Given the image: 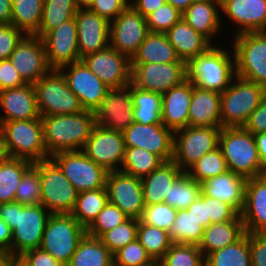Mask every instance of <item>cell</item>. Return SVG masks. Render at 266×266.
<instances>
[{"label": "cell", "mask_w": 266, "mask_h": 266, "mask_svg": "<svg viewBox=\"0 0 266 266\" xmlns=\"http://www.w3.org/2000/svg\"><path fill=\"white\" fill-rule=\"evenodd\" d=\"M51 213L41 204L22 205L16 201L0 204V217L12 230V254L38 249Z\"/></svg>", "instance_id": "6da1fadb"}, {"label": "cell", "mask_w": 266, "mask_h": 266, "mask_svg": "<svg viewBox=\"0 0 266 266\" xmlns=\"http://www.w3.org/2000/svg\"><path fill=\"white\" fill-rule=\"evenodd\" d=\"M44 145L51 157L65 151L82 150L95 124L91 110L67 115L41 116Z\"/></svg>", "instance_id": "7a4b0ae2"}, {"label": "cell", "mask_w": 266, "mask_h": 266, "mask_svg": "<svg viewBox=\"0 0 266 266\" xmlns=\"http://www.w3.org/2000/svg\"><path fill=\"white\" fill-rule=\"evenodd\" d=\"M231 54L210 46L186 64L187 79L200 89L222 93L236 77L235 55Z\"/></svg>", "instance_id": "3957f363"}, {"label": "cell", "mask_w": 266, "mask_h": 266, "mask_svg": "<svg viewBox=\"0 0 266 266\" xmlns=\"http://www.w3.org/2000/svg\"><path fill=\"white\" fill-rule=\"evenodd\" d=\"M219 147L229 171L247 179L263 175L254 135L244 127H222Z\"/></svg>", "instance_id": "277c9868"}, {"label": "cell", "mask_w": 266, "mask_h": 266, "mask_svg": "<svg viewBox=\"0 0 266 266\" xmlns=\"http://www.w3.org/2000/svg\"><path fill=\"white\" fill-rule=\"evenodd\" d=\"M233 83L221 93V127H243L266 95V88L255 82L236 76Z\"/></svg>", "instance_id": "5b68a950"}, {"label": "cell", "mask_w": 266, "mask_h": 266, "mask_svg": "<svg viewBox=\"0 0 266 266\" xmlns=\"http://www.w3.org/2000/svg\"><path fill=\"white\" fill-rule=\"evenodd\" d=\"M41 184L40 204L51 214H71L76 205L78 191L51 160L34 162Z\"/></svg>", "instance_id": "8992f818"}, {"label": "cell", "mask_w": 266, "mask_h": 266, "mask_svg": "<svg viewBox=\"0 0 266 266\" xmlns=\"http://www.w3.org/2000/svg\"><path fill=\"white\" fill-rule=\"evenodd\" d=\"M8 152L11 158H22L31 162L50 159L43 135V122L39 118L2 122Z\"/></svg>", "instance_id": "52a82bcc"}, {"label": "cell", "mask_w": 266, "mask_h": 266, "mask_svg": "<svg viewBox=\"0 0 266 266\" xmlns=\"http://www.w3.org/2000/svg\"><path fill=\"white\" fill-rule=\"evenodd\" d=\"M86 229L71 214H51L40 249L67 266Z\"/></svg>", "instance_id": "ba28073f"}, {"label": "cell", "mask_w": 266, "mask_h": 266, "mask_svg": "<svg viewBox=\"0 0 266 266\" xmlns=\"http://www.w3.org/2000/svg\"><path fill=\"white\" fill-rule=\"evenodd\" d=\"M221 130L222 127L188 126L175 131L172 161L186 172L206 153L219 147Z\"/></svg>", "instance_id": "9c48e42d"}, {"label": "cell", "mask_w": 266, "mask_h": 266, "mask_svg": "<svg viewBox=\"0 0 266 266\" xmlns=\"http://www.w3.org/2000/svg\"><path fill=\"white\" fill-rule=\"evenodd\" d=\"M33 85L40 116L67 115L84 110L58 69H52Z\"/></svg>", "instance_id": "30bf717a"}, {"label": "cell", "mask_w": 266, "mask_h": 266, "mask_svg": "<svg viewBox=\"0 0 266 266\" xmlns=\"http://www.w3.org/2000/svg\"><path fill=\"white\" fill-rule=\"evenodd\" d=\"M236 76L266 88V32H248L233 39Z\"/></svg>", "instance_id": "8fae6325"}, {"label": "cell", "mask_w": 266, "mask_h": 266, "mask_svg": "<svg viewBox=\"0 0 266 266\" xmlns=\"http://www.w3.org/2000/svg\"><path fill=\"white\" fill-rule=\"evenodd\" d=\"M50 159L78 192L105 187L108 171L88 158L82 150L59 152Z\"/></svg>", "instance_id": "7c38bea8"}, {"label": "cell", "mask_w": 266, "mask_h": 266, "mask_svg": "<svg viewBox=\"0 0 266 266\" xmlns=\"http://www.w3.org/2000/svg\"><path fill=\"white\" fill-rule=\"evenodd\" d=\"M186 79L185 62L131 64V82L142 90L164 94Z\"/></svg>", "instance_id": "4fadbf2b"}, {"label": "cell", "mask_w": 266, "mask_h": 266, "mask_svg": "<svg viewBox=\"0 0 266 266\" xmlns=\"http://www.w3.org/2000/svg\"><path fill=\"white\" fill-rule=\"evenodd\" d=\"M148 32L146 18L129 4L110 22V46L131 60Z\"/></svg>", "instance_id": "5bb4252c"}, {"label": "cell", "mask_w": 266, "mask_h": 266, "mask_svg": "<svg viewBox=\"0 0 266 266\" xmlns=\"http://www.w3.org/2000/svg\"><path fill=\"white\" fill-rule=\"evenodd\" d=\"M65 67L70 69L67 70ZM58 70L65 77L68 87L77 96L84 110L94 112L110 90L82 60L64 65Z\"/></svg>", "instance_id": "9a60e30c"}, {"label": "cell", "mask_w": 266, "mask_h": 266, "mask_svg": "<svg viewBox=\"0 0 266 266\" xmlns=\"http://www.w3.org/2000/svg\"><path fill=\"white\" fill-rule=\"evenodd\" d=\"M105 187L108 202L115 204L129 218H141L145 208L141 178L120 170L109 171Z\"/></svg>", "instance_id": "2e32d148"}, {"label": "cell", "mask_w": 266, "mask_h": 266, "mask_svg": "<svg viewBox=\"0 0 266 266\" xmlns=\"http://www.w3.org/2000/svg\"><path fill=\"white\" fill-rule=\"evenodd\" d=\"M81 60L110 89L124 88L131 83V60L111 46Z\"/></svg>", "instance_id": "e0dca14e"}, {"label": "cell", "mask_w": 266, "mask_h": 266, "mask_svg": "<svg viewBox=\"0 0 266 266\" xmlns=\"http://www.w3.org/2000/svg\"><path fill=\"white\" fill-rule=\"evenodd\" d=\"M9 60L21 78L30 84L38 82L52 70L48 65L44 42L35 35H25L16 45Z\"/></svg>", "instance_id": "ac0fdd59"}, {"label": "cell", "mask_w": 266, "mask_h": 266, "mask_svg": "<svg viewBox=\"0 0 266 266\" xmlns=\"http://www.w3.org/2000/svg\"><path fill=\"white\" fill-rule=\"evenodd\" d=\"M82 151L108 172L119 170L118 165L122 166L125 156L122 132L107 130L95 125Z\"/></svg>", "instance_id": "d6986e66"}, {"label": "cell", "mask_w": 266, "mask_h": 266, "mask_svg": "<svg viewBox=\"0 0 266 266\" xmlns=\"http://www.w3.org/2000/svg\"><path fill=\"white\" fill-rule=\"evenodd\" d=\"M125 147H138L157 155L163 162L173 157L174 132L163 124L133 122L122 132Z\"/></svg>", "instance_id": "ffe728a7"}, {"label": "cell", "mask_w": 266, "mask_h": 266, "mask_svg": "<svg viewBox=\"0 0 266 266\" xmlns=\"http://www.w3.org/2000/svg\"><path fill=\"white\" fill-rule=\"evenodd\" d=\"M133 97L130 84L110 89L94 111L95 124L112 131H125L133 122Z\"/></svg>", "instance_id": "44dd1931"}, {"label": "cell", "mask_w": 266, "mask_h": 266, "mask_svg": "<svg viewBox=\"0 0 266 266\" xmlns=\"http://www.w3.org/2000/svg\"><path fill=\"white\" fill-rule=\"evenodd\" d=\"M42 40L52 69L80 61L75 17L46 33Z\"/></svg>", "instance_id": "7402d4cb"}, {"label": "cell", "mask_w": 266, "mask_h": 266, "mask_svg": "<svg viewBox=\"0 0 266 266\" xmlns=\"http://www.w3.org/2000/svg\"><path fill=\"white\" fill-rule=\"evenodd\" d=\"M80 60L110 46V22L89 8L75 14Z\"/></svg>", "instance_id": "603a6c76"}, {"label": "cell", "mask_w": 266, "mask_h": 266, "mask_svg": "<svg viewBox=\"0 0 266 266\" xmlns=\"http://www.w3.org/2000/svg\"><path fill=\"white\" fill-rule=\"evenodd\" d=\"M220 9L241 28L235 35L266 31V0H220Z\"/></svg>", "instance_id": "cb8c5ba5"}, {"label": "cell", "mask_w": 266, "mask_h": 266, "mask_svg": "<svg viewBox=\"0 0 266 266\" xmlns=\"http://www.w3.org/2000/svg\"><path fill=\"white\" fill-rule=\"evenodd\" d=\"M240 215L246 233H266V174L247 179Z\"/></svg>", "instance_id": "d4e9b609"}, {"label": "cell", "mask_w": 266, "mask_h": 266, "mask_svg": "<svg viewBox=\"0 0 266 266\" xmlns=\"http://www.w3.org/2000/svg\"><path fill=\"white\" fill-rule=\"evenodd\" d=\"M0 108L5 112L0 117V124L8 121L39 118L34 85L26 83L21 87L1 91Z\"/></svg>", "instance_id": "484cf974"}, {"label": "cell", "mask_w": 266, "mask_h": 266, "mask_svg": "<svg viewBox=\"0 0 266 266\" xmlns=\"http://www.w3.org/2000/svg\"><path fill=\"white\" fill-rule=\"evenodd\" d=\"M192 82L186 79L180 85L162 94V124L173 132L189 126V107Z\"/></svg>", "instance_id": "4316f807"}, {"label": "cell", "mask_w": 266, "mask_h": 266, "mask_svg": "<svg viewBox=\"0 0 266 266\" xmlns=\"http://www.w3.org/2000/svg\"><path fill=\"white\" fill-rule=\"evenodd\" d=\"M246 182L247 178L227 171L202 182V192L209 197L231 205L241 214L245 205Z\"/></svg>", "instance_id": "83f0119b"}, {"label": "cell", "mask_w": 266, "mask_h": 266, "mask_svg": "<svg viewBox=\"0 0 266 266\" xmlns=\"http://www.w3.org/2000/svg\"><path fill=\"white\" fill-rule=\"evenodd\" d=\"M221 93L193 85L189 107V126L221 127Z\"/></svg>", "instance_id": "f1b7e54d"}, {"label": "cell", "mask_w": 266, "mask_h": 266, "mask_svg": "<svg viewBox=\"0 0 266 266\" xmlns=\"http://www.w3.org/2000/svg\"><path fill=\"white\" fill-rule=\"evenodd\" d=\"M183 171L171 160L162 163L149 175L141 178L144 205L165 202L172 184Z\"/></svg>", "instance_id": "f546056e"}, {"label": "cell", "mask_w": 266, "mask_h": 266, "mask_svg": "<svg viewBox=\"0 0 266 266\" xmlns=\"http://www.w3.org/2000/svg\"><path fill=\"white\" fill-rule=\"evenodd\" d=\"M165 34L180 60L186 64L213 45L204 36L197 33L183 18Z\"/></svg>", "instance_id": "4dcf8cb0"}, {"label": "cell", "mask_w": 266, "mask_h": 266, "mask_svg": "<svg viewBox=\"0 0 266 266\" xmlns=\"http://www.w3.org/2000/svg\"><path fill=\"white\" fill-rule=\"evenodd\" d=\"M220 0H196L183 13L182 18L210 43L220 30Z\"/></svg>", "instance_id": "1f68e13d"}, {"label": "cell", "mask_w": 266, "mask_h": 266, "mask_svg": "<svg viewBox=\"0 0 266 266\" xmlns=\"http://www.w3.org/2000/svg\"><path fill=\"white\" fill-rule=\"evenodd\" d=\"M245 233L241 215L231 221L210 224L205 228L198 248L203 253V256L206 257L211 252L234 244Z\"/></svg>", "instance_id": "d6a6232c"}, {"label": "cell", "mask_w": 266, "mask_h": 266, "mask_svg": "<svg viewBox=\"0 0 266 266\" xmlns=\"http://www.w3.org/2000/svg\"><path fill=\"white\" fill-rule=\"evenodd\" d=\"M184 62L180 60L165 33L148 32L131 64Z\"/></svg>", "instance_id": "836d02e7"}, {"label": "cell", "mask_w": 266, "mask_h": 266, "mask_svg": "<svg viewBox=\"0 0 266 266\" xmlns=\"http://www.w3.org/2000/svg\"><path fill=\"white\" fill-rule=\"evenodd\" d=\"M133 97V119L143 125L162 124V94L142 90L130 83Z\"/></svg>", "instance_id": "e575fe53"}, {"label": "cell", "mask_w": 266, "mask_h": 266, "mask_svg": "<svg viewBox=\"0 0 266 266\" xmlns=\"http://www.w3.org/2000/svg\"><path fill=\"white\" fill-rule=\"evenodd\" d=\"M67 266H114L113 254L99 238L85 234Z\"/></svg>", "instance_id": "d590c367"}, {"label": "cell", "mask_w": 266, "mask_h": 266, "mask_svg": "<svg viewBox=\"0 0 266 266\" xmlns=\"http://www.w3.org/2000/svg\"><path fill=\"white\" fill-rule=\"evenodd\" d=\"M205 266H252L249 233L234 244L208 254Z\"/></svg>", "instance_id": "8d00e7d4"}, {"label": "cell", "mask_w": 266, "mask_h": 266, "mask_svg": "<svg viewBox=\"0 0 266 266\" xmlns=\"http://www.w3.org/2000/svg\"><path fill=\"white\" fill-rule=\"evenodd\" d=\"M33 162L22 158H9L0 162V204L15 201V193L25 172Z\"/></svg>", "instance_id": "74e56055"}, {"label": "cell", "mask_w": 266, "mask_h": 266, "mask_svg": "<svg viewBox=\"0 0 266 266\" xmlns=\"http://www.w3.org/2000/svg\"><path fill=\"white\" fill-rule=\"evenodd\" d=\"M44 0H18L12 4L11 22L25 35H35L43 14Z\"/></svg>", "instance_id": "f35d334b"}, {"label": "cell", "mask_w": 266, "mask_h": 266, "mask_svg": "<svg viewBox=\"0 0 266 266\" xmlns=\"http://www.w3.org/2000/svg\"><path fill=\"white\" fill-rule=\"evenodd\" d=\"M108 203L106 187L78 193L71 215L87 229Z\"/></svg>", "instance_id": "ab89813d"}, {"label": "cell", "mask_w": 266, "mask_h": 266, "mask_svg": "<svg viewBox=\"0 0 266 266\" xmlns=\"http://www.w3.org/2000/svg\"><path fill=\"white\" fill-rule=\"evenodd\" d=\"M78 9L75 0H44L42 19L35 36L42 38L63 22L74 18Z\"/></svg>", "instance_id": "60d3db41"}, {"label": "cell", "mask_w": 266, "mask_h": 266, "mask_svg": "<svg viewBox=\"0 0 266 266\" xmlns=\"http://www.w3.org/2000/svg\"><path fill=\"white\" fill-rule=\"evenodd\" d=\"M205 228L200 225L192 212L187 209L177 210L175 221L169 231L172 243L199 245Z\"/></svg>", "instance_id": "b9f144b4"}, {"label": "cell", "mask_w": 266, "mask_h": 266, "mask_svg": "<svg viewBox=\"0 0 266 266\" xmlns=\"http://www.w3.org/2000/svg\"><path fill=\"white\" fill-rule=\"evenodd\" d=\"M137 240L155 263L164 257L173 244L168 231L142 223L140 220L137 227Z\"/></svg>", "instance_id": "7bdbcfd3"}, {"label": "cell", "mask_w": 266, "mask_h": 266, "mask_svg": "<svg viewBox=\"0 0 266 266\" xmlns=\"http://www.w3.org/2000/svg\"><path fill=\"white\" fill-rule=\"evenodd\" d=\"M164 163L157 155L138 147H125V156L119 170L143 178Z\"/></svg>", "instance_id": "ee69618b"}, {"label": "cell", "mask_w": 266, "mask_h": 266, "mask_svg": "<svg viewBox=\"0 0 266 266\" xmlns=\"http://www.w3.org/2000/svg\"><path fill=\"white\" fill-rule=\"evenodd\" d=\"M201 192V183L183 172L172 184L169 197H166L165 203L176 210L187 209L191 203L198 199Z\"/></svg>", "instance_id": "f6af8a7d"}, {"label": "cell", "mask_w": 266, "mask_h": 266, "mask_svg": "<svg viewBox=\"0 0 266 266\" xmlns=\"http://www.w3.org/2000/svg\"><path fill=\"white\" fill-rule=\"evenodd\" d=\"M228 170L226 160L220 147L206 153L194 163L186 173L195 181L202 183L206 179L226 173Z\"/></svg>", "instance_id": "bcb514c9"}, {"label": "cell", "mask_w": 266, "mask_h": 266, "mask_svg": "<svg viewBox=\"0 0 266 266\" xmlns=\"http://www.w3.org/2000/svg\"><path fill=\"white\" fill-rule=\"evenodd\" d=\"M158 264L159 266H205V257L198 245L173 243Z\"/></svg>", "instance_id": "7dc6e473"}, {"label": "cell", "mask_w": 266, "mask_h": 266, "mask_svg": "<svg viewBox=\"0 0 266 266\" xmlns=\"http://www.w3.org/2000/svg\"><path fill=\"white\" fill-rule=\"evenodd\" d=\"M139 219L128 218L122 224L103 233L99 240L111 251L112 254L137 239Z\"/></svg>", "instance_id": "c3c4849f"}, {"label": "cell", "mask_w": 266, "mask_h": 266, "mask_svg": "<svg viewBox=\"0 0 266 266\" xmlns=\"http://www.w3.org/2000/svg\"><path fill=\"white\" fill-rule=\"evenodd\" d=\"M128 218L129 217L120 208L108 202L86 229V234L99 238L103 233L122 224Z\"/></svg>", "instance_id": "681fc988"}, {"label": "cell", "mask_w": 266, "mask_h": 266, "mask_svg": "<svg viewBox=\"0 0 266 266\" xmlns=\"http://www.w3.org/2000/svg\"><path fill=\"white\" fill-rule=\"evenodd\" d=\"M41 184L38 170L32 165L23 175L15 193V201L22 205H38Z\"/></svg>", "instance_id": "f907efd6"}, {"label": "cell", "mask_w": 266, "mask_h": 266, "mask_svg": "<svg viewBox=\"0 0 266 266\" xmlns=\"http://www.w3.org/2000/svg\"><path fill=\"white\" fill-rule=\"evenodd\" d=\"M156 264L136 239L113 254L114 266H153Z\"/></svg>", "instance_id": "816d5d0a"}, {"label": "cell", "mask_w": 266, "mask_h": 266, "mask_svg": "<svg viewBox=\"0 0 266 266\" xmlns=\"http://www.w3.org/2000/svg\"><path fill=\"white\" fill-rule=\"evenodd\" d=\"M177 210L165 202L145 206L139 219L142 223L170 231L175 221Z\"/></svg>", "instance_id": "f5cc1de1"}, {"label": "cell", "mask_w": 266, "mask_h": 266, "mask_svg": "<svg viewBox=\"0 0 266 266\" xmlns=\"http://www.w3.org/2000/svg\"><path fill=\"white\" fill-rule=\"evenodd\" d=\"M181 18L182 12L171 4L165 3L146 17L148 31L166 33Z\"/></svg>", "instance_id": "db71d44e"}, {"label": "cell", "mask_w": 266, "mask_h": 266, "mask_svg": "<svg viewBox=\"0 0 266 266\" xmlns=\"http://www.w3.org/2000/svg\"><path fill=\"white\" fill-rule=\"evenodd\" d=\"M25 34L12 24H0V60L9 59Z\"/></svg>", "instance_id": "11a10c76"}, {"label": "cell", "mask_w": 266, "mask_h": 266, "mask_svg": "<svg viewBox=\"0 0 266 266\" xmlns=\"http://www.w3.org/2000/svg\"><path fill=\"white\" fill-rule=\"evenodd\" d=\"M207 211L211 224L231 221L240 215L231 205L209 196Z\"/></svg>", "instance_id": "9f6ffc18"}, {"label": "cell", "mask_w": 266, "mask_h": 266, "mask_svg": "<svg viewBox=\"0 0 266 266\" xmlns=\"http://www.w3.org/2000/svg\"><path fill=\"white\" fill-rule=\"evenodd\" d=\"M129 0H94L89 7L100 17L112 22L130 3ZM113 18V19H112Z\"/></svg>", "instance_id": "6f0895ef"}, {"label": "cell", "mask_w": 266, "mask_h": 266, "mask_svg": "<svg viewBox=\"0 0 266 266\" xmlns=\"http://www.w3.org/2000/svg\"><path fill=\"white\" fill-rule=\"evenodd\" d=\"M1 91L26 84L9 59L0 60Z\"/></svg>", "instance_id": "680465c9"}, {"label": "cell", "mask_w": 266, "mask_h": 266, "mask_svg": "<svg viewBox=\"0 0 266 266\" xmlns=\"http://www.w3.org/2000/svg\"><path fill=\"white\" fill-rule=\"evenodd\" d=\"M252 266H266V234L249 233Z\"/></svg>", "instance_id": "91938a15"}, {"label": "cell", "mask_w": 266, "mask_h": 266, "mask_svg": "<svg viewBox=\"0 0 266 266\" xmlns=\"http://www.w3.org/2000/svg\"><path fill=\"white\" fill-rule=\"evenodd\" d=\"M243 127L253 135L266 132V95Z\"/></svg>", "instance_id": "94428289"}, {"label": "cell", "mask_w": 266, "mask_h": 266, "mask_svg": "<svg viewBox=\"0 0 266 266\" xmlns=\"http://www.w3.org/2000/svg\"><path fill=\"white\" fill-rule=\"evenodd\" d=\"M22 256L31 266H65L50 253H47L40 248L29 250Z\"/></svg>", "instance_id": "6125c7cd"}, {"label": "cell", "mask_w": 266, "mask_h": 266, "mask_svg": "<svg viewBox=\"0 0 266 266\" xmlns=\"http://www.w3.org/2000/svg\"><path fill=\"white\" fill-rule=\"evenodd\" d=\"M187 210L192 212L195 218L199 221L200 225L204 228H207L211 224L207 211V195L203 192H201V195L197 200L189 205Z\"/></svg>", "instance_id": "be15d7a7"}, {"label": "cell", "mask_w": 266, "mask_h": 266, "mask_svg": "<svg viewBox=\"0 0 266 266\" xmlns=\"http://www.w3.org/2000/svg\"><path fill=\"white\" fill-rule=\"evenodd\" d=\"M132 1V2H131ZM130 5L137 10L143 17L156 11L160 6L166 3V0H131Z\"/></svg>", "instance_id": "e7e4bbea"}, {"label": "cell", "mask_w": 266, "mask_h": 266, "mask_svg": "<svg viewBox=\"0 0 266 266\" xmlns=\"http://www.w3.org/2000/svg\"><path fill=\"white\" fill-rule=\"evenodd\" d=\"M0 252H10L12 254V230L8 224L0 217Z\"/></svg>", "instance_id": "03108f58"}, {"label": "cell", "mask_w": 266, "mask_h": 266, "mask_svg": "<svg viewBox=\"0 0 266 266\" xmlns=\"http://www.w3.org/2000/svg\"><path fill=\"white\" fill-rule=\"evenodd\" d=\"M254 139L258 148L264 175L266 174V132L255 134Z\"/></svg>", "instance_id": "003e7915"}, {"label": "cell", "mask_w": 266, "mask_h": 266, "mask_svg": "<svg viewBox=\"0 0 266 266\" xmlns=\"http://www.w3.org/2000/svg\"><path fill=\"white\" fill-rule=\"evenodd\" d=\"M12 4L10 0H0V24H10Z\"/></svg>", "instance_id": "a7ac6f4b"}, {"label": "cell", "mask_w": 266, "mask_h": 266, "mask_svg": "<svg viewBox=\"0 0 266 266\" xmlns=\"http://www.w3.org/2000/svg\"><path fill=\"white\" fill-rule=\"evenodd\" d=\"M10 158V154L7 149L5 136L3 130L0 127V162L8 160Z\"/></svg>", "instance_id": "89a4df30"}, {"label": "cell", "mask_w": 266, "mask_h": 266, "mask_svg": "<svg viewBox=\"0 0 266 266\" xmlns=\"http://www.w3.org/2000/svg\"><path fill=\"white\" fill-rule=\"evenodd\" d=\"M195 1L196 0H166V3L171 4L174 8H177L183 13Z\"/></svg>", "instance_id": "2644e50d"}, {"label": "cell", "mask_w": 266, "mask_h": 266, "mask_svg": "<svg viewBox=\"0 0 266 266\" xmlns=\"http://www.w3.org/2000/svg\"><path fill=\"white\" fill-rule=\"evenodd\" d=\"M13 254L10 252H0V266H12Z\"/></svg>", "instance_id": "8c879c8a"}, {"label": "cell", "mask_w": 266, "mask_h": 266, "mask_svg": "<svg viewBox=\"0 0 266 266\" xmlns=\"http://www.w3.org/2000/svg\"><path fill=\"white\" fill-rule=\"evenodd\" d=\"M12 266H31L22 255H13Z\"/></svg>", "instance_id": "753ad0ef"}, {"label": "cell", "mask_w": 266, "mask_h": 266, "mask_svg": "<svg viewBox=\"0 0 266 266\" xmlns=\"http://www.w3.org/2000/svg\"><path fill=\"white\" fill-rule=\"evenodd\" d=\"M75 2L79 9H83V8H89L94 2V0H75Z\"/></svg>", "instance_id": "34e18365"}, {"label": "cell", "mask_w": 266, "mask_h": 266, "mask_svg": "<svg viewBox=\"0 0 266 266\" xmlns=\"http://www.w3.org/2000/svg\"><path fill=\"white\" fill-rule=\"evenodd\" d=\"M18 0H10L11 4L15 3Z\"/></svg>", "instance_id": "11e5206c"}]
</instances>
